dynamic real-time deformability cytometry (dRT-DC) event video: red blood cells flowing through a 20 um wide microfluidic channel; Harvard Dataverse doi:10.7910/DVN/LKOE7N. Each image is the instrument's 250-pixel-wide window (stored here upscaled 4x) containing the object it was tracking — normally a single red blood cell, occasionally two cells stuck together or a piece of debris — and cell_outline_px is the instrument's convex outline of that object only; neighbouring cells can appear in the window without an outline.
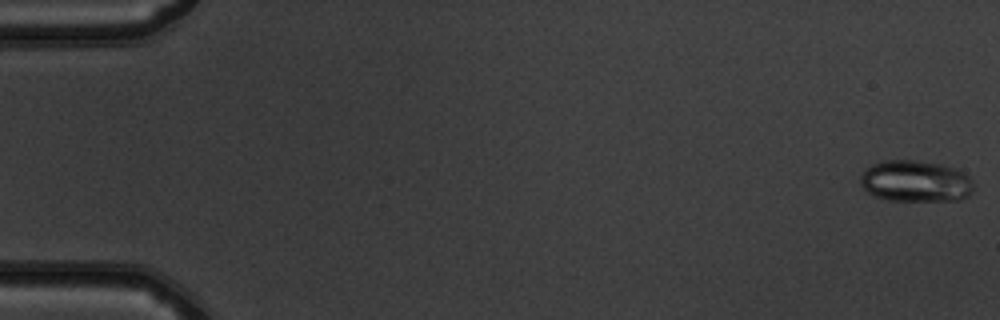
{"species": "common noctule bat (a hibernating species)", "species_latin": "Nyctalus noctula", "temperature_condition": "warm", "stored_images_in_passage": 51, "camera_frame_rate_fps": 3000, "um_per_image_px": 0.085, "animal": {"sex": "male", "body_mass_g": 19.5, "forearm_length_mm": 54.6}, "frame": {"image": 1, "passage_image": 1, "time_ms": 0.0, "image_size_px": [1000, 320], "cell_outline_px": [[972, 188], [968, 196], [960, 200], [888, 200], [872, 196], [860, 184], [860, 176], [864, 168], [880, 160], [912, 160], [940, 164], [956, 168], [968, 176], [972, 180]], "centroid_in_image_um": [77.77, 15.39], "position_along_channel_um": 7.2, "area_um2": 27.46}}
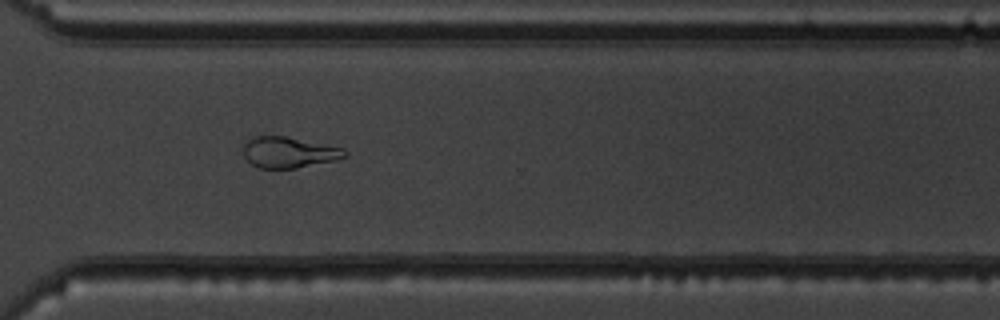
{"frame": {"image": 2, "passage_image": 38, "time_ms": 12.333, "image_size_px": [1000, 320], "cell_outline_px": [[348, 156], [336, 160], [296, 168], [256, 168], [244, 156], [244, 144], [252, 136], [284, 136], [344, 148], [348, 152]], "centroid_in_image_um": [24.57, 12.95], "position_along_channel_um": 346.0, "area_um2": 18.26}}
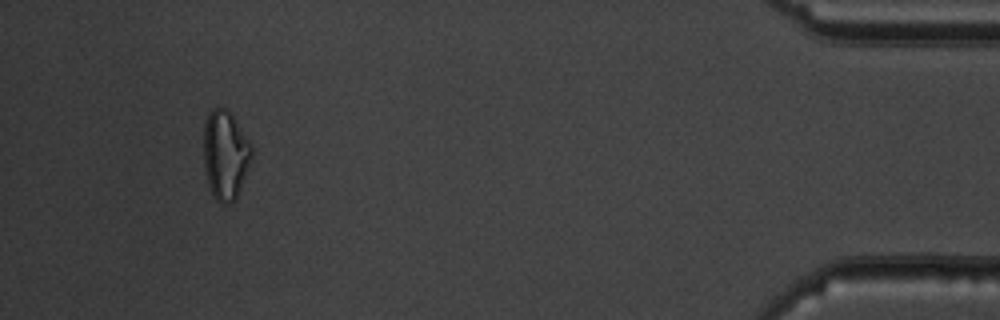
{"frame": {"image": 3, "passage_image": 48, "time_ms": 15.667, "image_size_px": [1000, 320], "cell_outline_px": [[252, 160], [236, 200], [228, 204], [224, 204], [216, 200], [208, 184], [204, 164], [204, 124], [208, 112], [212, 108], [224, 108], [232, 112], [248, 140], [252, 148]], "centroid_in_image_um": [19.16, 13.16], "position_along_channel_um": 416.0, "area_um2": 25.14}, "authors_computed_cell_mechanics": {"area_um2": 21.7328, "velocity_mm_per_s": 4.0089, "shape_relaxation_time_tau1_ms": 4.6947, "shape_relaxation_time_tau2_ms": 2.9373, "deformation_change_tau1": 0.1807, "deformation_change_tau2": 0.0989}}